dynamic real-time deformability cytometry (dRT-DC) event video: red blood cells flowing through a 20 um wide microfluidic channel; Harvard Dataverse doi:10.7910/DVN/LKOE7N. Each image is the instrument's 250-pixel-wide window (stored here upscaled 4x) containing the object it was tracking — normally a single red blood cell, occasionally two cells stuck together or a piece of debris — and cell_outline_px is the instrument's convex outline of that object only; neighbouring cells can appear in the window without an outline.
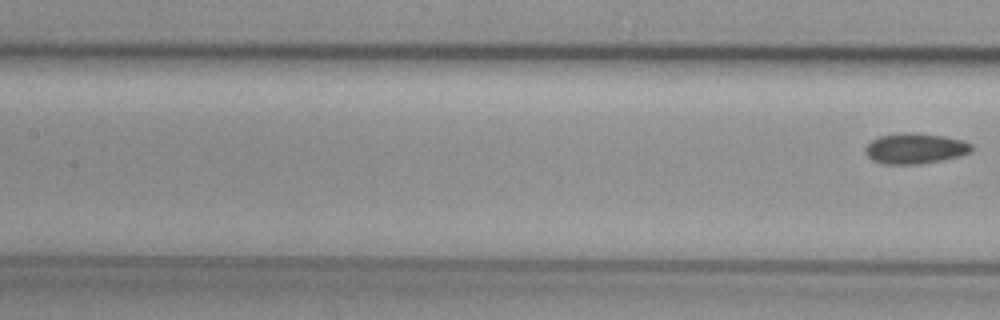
{"species": "common noctule bat (a hibernating species)", "species_latin": "Nyctalus noctula", "temperature_condition": "cold", "stored_images_in_passage": 8, "segment_of_instrument_passage": [2, 2], "camera_frame_rate_fps": 3000, "um_per_image_px": 0.085, "animal": {"sex": "female", "body_mass_g": 29.2, "forearm_length_mm": 56.3}, "frame": {"image": 1, "passage_image": 8, "time_ms": 11.0, "image_size_px": [1000, 320], "cell_outline_px": [[972, 152], [960, 156], [920, 164], [884, 164], [872, 160], [864, 152], [864, 148], [872, 140], [880, 136], [904, 132], [908, 132], [944, 136], [964, 140], [972, 144]], "centroid_in_image_um": [77.79, 12.62], "position_along_channel_um": 129.6, "area_um2": 18.96}}